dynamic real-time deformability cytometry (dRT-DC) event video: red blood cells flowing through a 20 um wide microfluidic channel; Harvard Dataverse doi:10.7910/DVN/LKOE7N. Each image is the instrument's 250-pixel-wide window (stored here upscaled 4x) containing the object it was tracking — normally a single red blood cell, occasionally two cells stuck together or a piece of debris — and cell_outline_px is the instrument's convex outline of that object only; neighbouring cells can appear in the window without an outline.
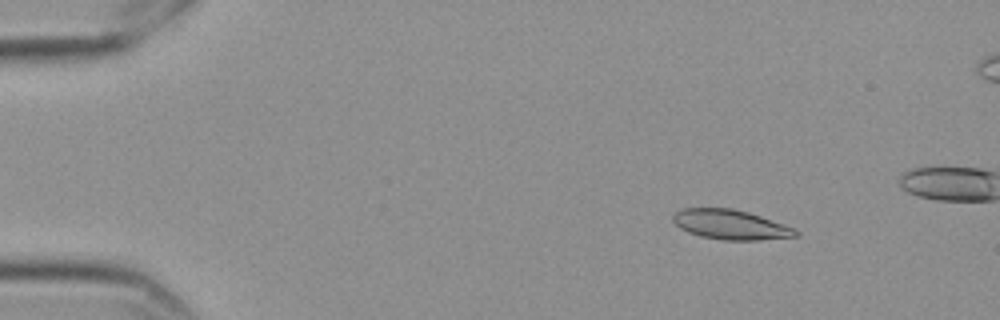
{"species": "Egyptian fruit bat (a non-hibernating species)", "species_latin": "Rousettus aegyptiacus", "temperature_condition": "cold", "stored_images_in_passage": 52, "camera_frame_rate_fps": 3000, "um_per_image_px": 0.085, "frame": {"image": 1, "passage_image": 1, "time_ms": 0.0, "image_size_px": [1000, 320], "cell_outline_px": [[800, 236], [760, 240], [720, 240], [700, 236], [688, 232], [680, 228], [672, 220], [672, 216], [680, 208], [732, 208], [748, 212], [796, 228], [800, 232]], "centroid_in_image_um": [62.12, 19.1], "position_along_channel_um": 22.9, "area_um2": 21.44}}
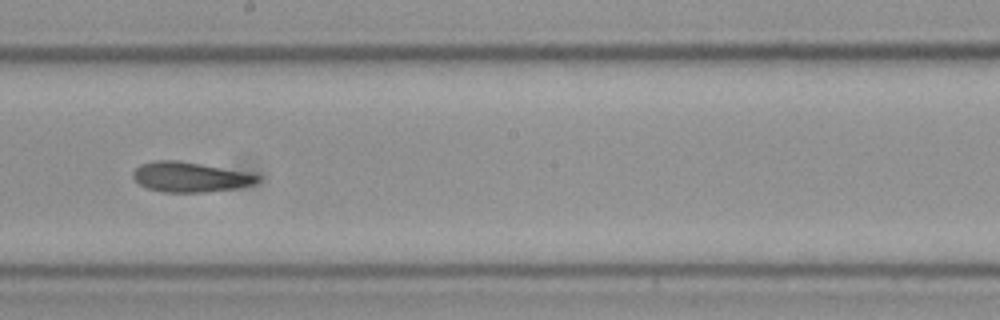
{"frame": {"image": 2, "passage_image": 26, "time_ms": 8.333, "image_size_px": [1000, 320], "cell_outline_px": [[260, 180], [252, 184], [240, 188], [204, 192], [160, 192], [148, 188], [140, 184], [132, 176], [132, 172], [140, 164], [156, 160], [176, 160], [200, 164], [260, 176]], "centroid_in_image_um": [16.09, 15.06], "position_along_channel_um": 232.1, "area_um2": 21.39}}
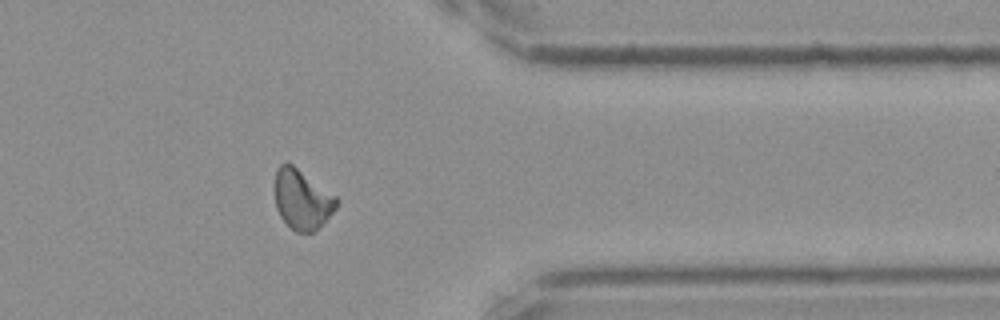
{"frame": {"image": 3, "passage_image": 40, "time_ms": 13.0, "image_size_px": [1000, 320], "cell_outline_px": [[336, 208], [312, 232], [296, 232], [280, 216], [276, 208], [276, 168], [280, 164], [292, 164], [336, 196]], "centroid_in_image_um": [25.65, 16.94], "position_along_channel_um": 385.7, "area_um2": 20.75}, "authors_computed_cell_mechanics": {"area_um2": 21.3571, "velocity_mm_per_s": 3.5465, "shape_relaxation_time_tau1_ms": null, "shape_relaxation_time_tau2_ms": 5.4412, "deformation_change_tau1": null, "deformation_change_tau2": 0.1199}}